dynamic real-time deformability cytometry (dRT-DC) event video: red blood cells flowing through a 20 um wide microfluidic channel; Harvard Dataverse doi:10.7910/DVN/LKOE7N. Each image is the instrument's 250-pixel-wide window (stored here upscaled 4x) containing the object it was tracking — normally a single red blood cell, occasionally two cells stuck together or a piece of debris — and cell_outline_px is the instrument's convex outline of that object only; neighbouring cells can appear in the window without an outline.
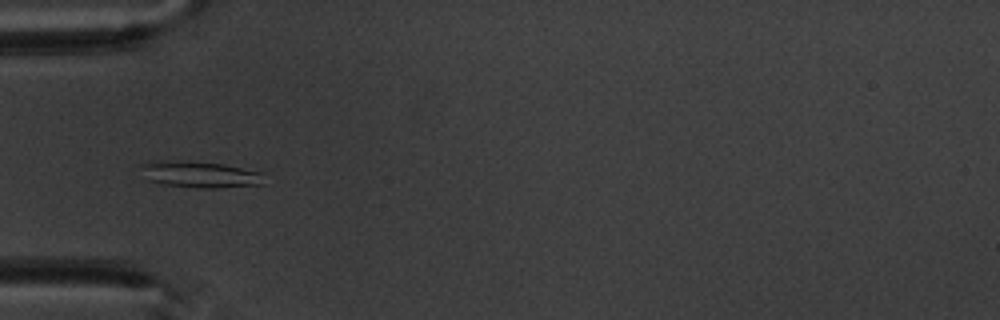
{"species": "common noctule bat (a hibernating species)", "species_latin": "Nyctalus noctula", "temperature_condition": "warm", "stored_images_in_passage": 8, "camera_frame_rate_fps": 3000, "um_per_image_px": 0.085, "animal": {"sex": "male", "body_mass_g": 20.1, "forearm_length_mm": 53.5}, "frame": {"image": 1, "passage_image": 5, "time_ms": 5.333, "image_size_px": [1000, 320], "cell_outline_px": [[264, 184], [216, 188], [200, 188], [164, 184], [148, 180], [140, 164], [148, 160], [188, 160], [224, 164], [264, 172]], "centroid_in_image_um": [17.02, 14.8], "position_along_channel_um": 68.0, "area_um2": 19.31}}
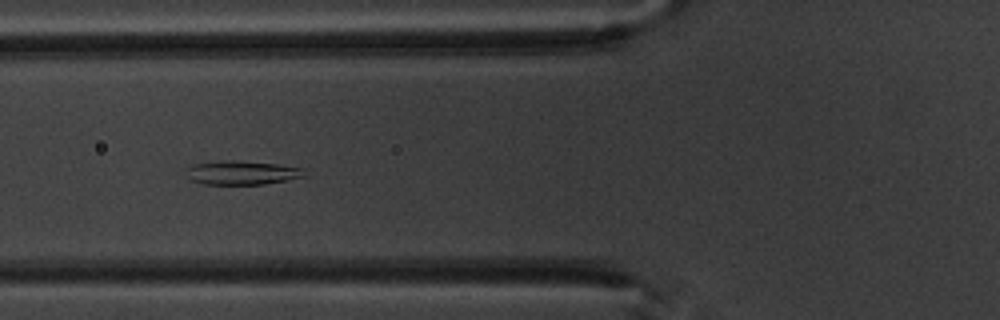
{"frame": {"image": 2, "passage_image": 6, "time_ms": 6.333, "image_size_px": [1000, 320], "cell_outline_px": [[308, 176], [264, 184], [204, 184], [192, 180], [188, 176], [184, 168], [192, 164], [224, 160], [232, 160], [276, 164], [304, 168]], "centroid_in_image_um": [20.57, 14.67], "position_along_channel_um": 105.2, "area_um2": 16.53}}
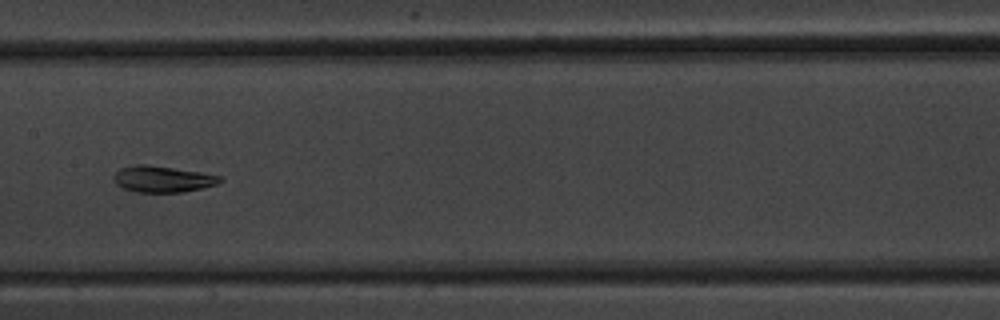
{"frame": {"image": 3, "passage_image": 8, "time_ms": 8.667, "image_size_px": [1000, 320], "cell_outline_px": [[224, 180], [216, 184], [184, 192], [136, 192], [124, 188], [116, 184], [112, 180], [112, 176], [120, 168], [132, 164], [148, 164], [200, 172], [220, 176]], "centroid_in_image_um": [13.77, 15.21], "position_along_channel_um": 193.6, "area_um2": 16.36}}